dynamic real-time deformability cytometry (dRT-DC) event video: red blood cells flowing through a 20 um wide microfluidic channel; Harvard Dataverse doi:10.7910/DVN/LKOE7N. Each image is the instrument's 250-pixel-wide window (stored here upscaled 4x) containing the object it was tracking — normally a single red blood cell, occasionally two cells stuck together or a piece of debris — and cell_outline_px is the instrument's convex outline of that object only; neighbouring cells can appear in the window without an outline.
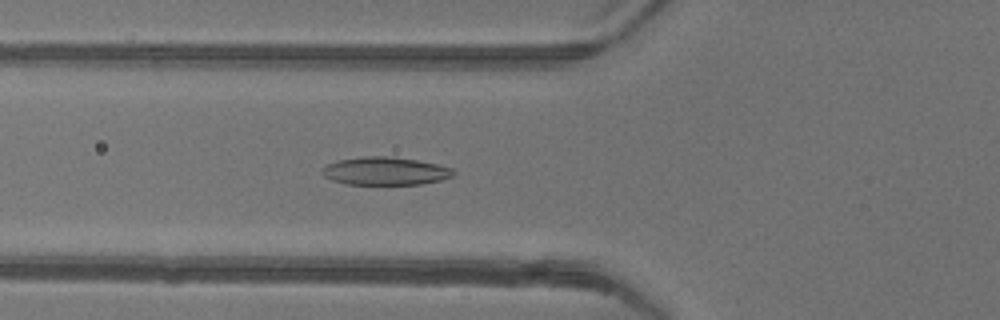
{"species": "common noctule bat (a hibernating species)", "species_latin": "Nyctalus noctula", "temperature_condition": "warm", "stored_images_in_passage": 50, "camera_frame_rate_fps": 3000, "um_per_image_px": 0.085, "animal": {"sex": "female"}, "frame": {"image": 1, "passage_image": 19, "time_ms": 6.0, "image_size_px": [1000, 320], "cell_outline_px": [[456, 172], [452, 176], [440, 180], [420, 184], [348, 184], [332, 180], [324, 176], [320, 172], [320, 168], [324, 164], [340, 160], [364, 156], [392, 156], [416, 160], [436, 164], [452, 168]], "centroid_in_image_um": [32.7, 14.53], "position_along_channel_um": 93.1, "area_um2": 21.44}}
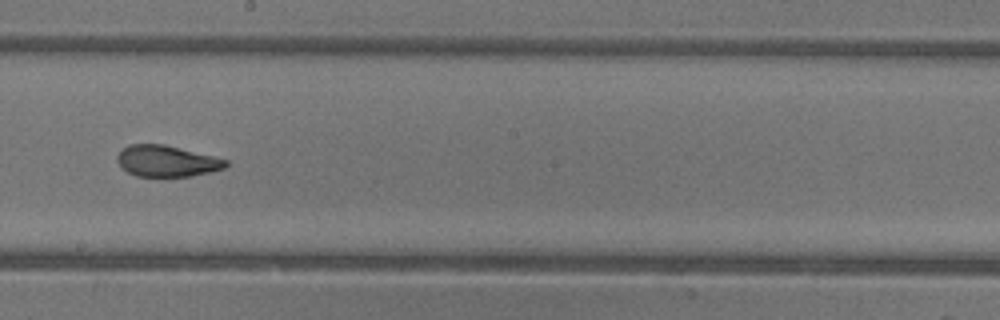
{"frame": {"image": 2, "passage_image": 29, "time_ms": 9.333, "image_size_px": [1000, 320], "cell_outline_px": [[228, 164], [224, 168], [212, 172], [192, 176], [136, 176], [128, 172], [116, 160], [116, 156], [128, 144], [164, 144], [228, 160]], "centroid_in_image_um": [14.18, 13.69], "position_along_channel_um": 234.0, "area_um2": 19.59}}
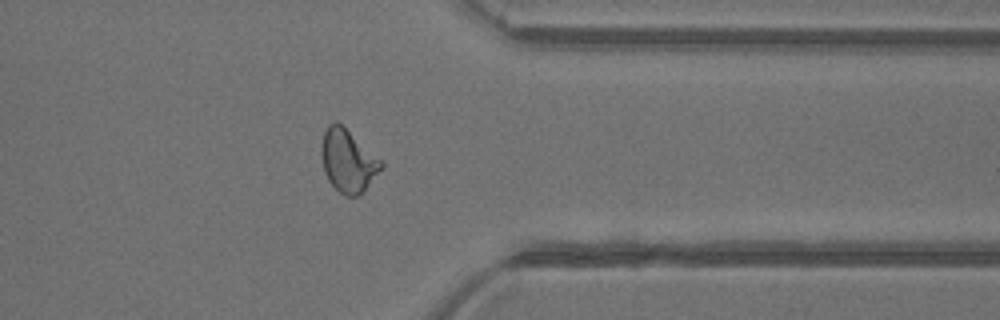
{"frame": {"image": 3, "passage_image": 40, "time_ms": 13.0, "image_size_px": [1000, 320], "cell_outline_px": [[384, 164], [364, 192], [356, 196], [344, 196], [328, 180], [324, 172], [320, 152], [320, 148], [324, 132], [328, 124], [336, 120], [384, 160]], "centroid_in_image_um": [29.58, 13.65], "position_along_channel_um": 381.8, "area_um2": 22.08}, "authors_computed_cell_mechanics": {"area_um2": 21.7906, "velocity_mm_per_s": 4.2182, "shape_relaxation_time_tau1_ms": 5.9748, "shape_relaxation_time_tau2_ms": 1.4469, "deformation_change_tau1": 0.2067, "deformation_change_tau2": 0.0732}}